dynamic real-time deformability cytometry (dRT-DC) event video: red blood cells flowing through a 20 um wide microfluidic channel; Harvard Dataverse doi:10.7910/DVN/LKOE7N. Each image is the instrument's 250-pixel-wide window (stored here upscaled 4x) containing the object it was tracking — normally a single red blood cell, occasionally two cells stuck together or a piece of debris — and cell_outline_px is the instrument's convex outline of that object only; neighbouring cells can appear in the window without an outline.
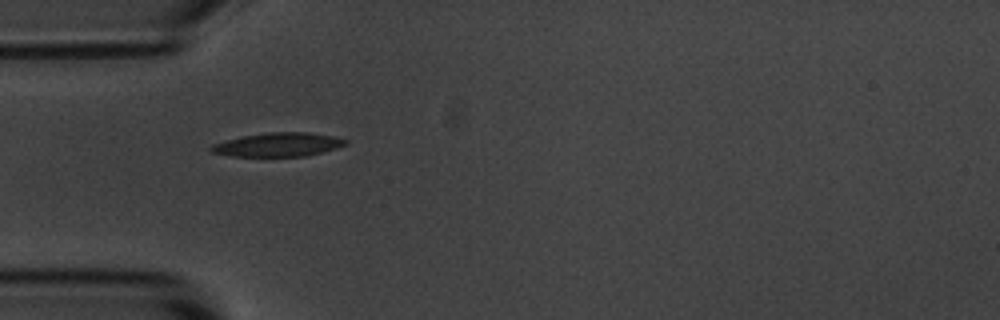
{"species": "common noctule bat (a hibernating species)", "species_latin": "Nyctalus noctula", "temperature_condition": "room temperature", "stored_images_in_passage": 2, "camera_frame_rate_fps": 3000, "um_per_image_px": 0.085, "animal": {"sex": "male", "body_mass_g": 20.1, "forearm_length_mm": 53.5}, "frame": {"image": 1, "passage_image": 1, "time_ms": 0.0, "image_size_px": [1000, 320], "cell_outline_px": [[348, 144], [336, 148], [304, 156], [232, 156], [212, 152], [208, 148], [212, 144], [240, 136], [268, 132], [308, 132], [332, 136], [348, 140]], "centroid_in_image_um": [23.62, 12.28], "position_along_channel_um": 61.4, "area_um2": 18.55}}